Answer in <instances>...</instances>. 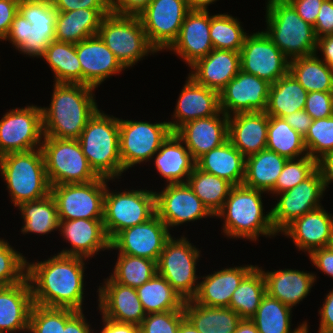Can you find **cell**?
Here are the masks:
<instances>
[{"label": "cell", "mask_w": 333, "mask_h": 333, "mask_svg": "<svg viewBox=\"0 0 333 333\" xmlns=\"http://www.w3.org/2000/svg\"><path fill=\"white\" fill-rule=\"evenodd\" d=\"M85 260L55 254L44 261H27L34 304L82 311Z\"/></svg>", "instance_id": "1"}, {"label": "cell", "mask_w": 333, "mask_h": 333, "mask_svg": "<svg viewBox=\"0 0 333 333\" xmlns=\"http://www.w3.org/2000/svg\"><path fill=\"white\" fill-rule=\"evenodd\" d=\"M49 107H41L44 137L78 139L99 110L95 88L85 84L54 83Z\"/></svg>", "instance_id": "2"}, {"label": "cell", "mask_w": 333, "mask_h": 333, "mask_svg": "<svg viewBox=\"0 0 333 333\" xmlns=\"http://www.w3.org/2000/svg\"><path fill=\"white\" fill-rule=\"evenodd\" d=\"M261 190L242 185L232 187L221 210L214 216L224 220L223 233L229 238L256 241L259 235L275 237L271 210L263 213Z\"/></svg>", "instance_id": "3"}, {"label": "cell", "mask_w": 333, "mask_h": 333, "mask_svg": "<svg viewBox=\"0 0 333 333\" xmlns=\"http://www.w3.org/2000/svg\"><path fill=\"white\" fill-rule=\"evenodd\" d=\"M77 140L90 167L99 177L114 180L125 172L119 152V118L99 109Z\"/></svg>", "instance_id": "4"}, {"label": "cell", "mask_w": 333, "mask_h": 333, "mask_svg": "<svg viewBox=\"0 0 333 333\" xmlns=\"http://www.w3.org/2000/svg\"><path fill=\"white\" fill-rule=\"evenodd\" d=\"M0 172L15 207L51 193L41 148L0 156Z\"/></svg>", "instance_id": "5"}, {"label": "cell", "mask_w": 333, "mask_h": 333, "mask_svg": "<svg viewBox=\"0 0 333 333\" xmlns=\"http://www.w3.org/2000/svg\"><path fill=\"white\" fill-rule=\"evenodd\" d=\"M265 33L289 59L316 53L317 38L287 0H267Z\"/></svg>", "instance_id": "6"}, {"label": "cell", "mask_w": 333, "mask_h": 333, "mask_svg": "<svg viewBox=\"0 0 333 333\" xmlns=\"http://www.w3.org/2000/svg\"><path fill=\"white\" fill-rule=\"evenodd\" d=\"M98 35L125 68L132 67L150 53H157L135 15H119L111 11L103 17Z\"/></svg>", "instance_id": "7"}, {"label": "cell", "mask_w": 333, "mask_h": 333, "mask_svg": "<svg viewBox=\"0 0 333 333\" xmlns=\"http://www.w3.org/2000/svg\"><path fill=\"white\" fill-rule=\"evenodd\" d=\"M41 150L50 186L87 183L99 178L77 139L44 137Z\"/></svg>", "instance_id": "8"}, {"label": "cell", "mask_w": 333, "mask_h": 333, "mask_svg": "<svg viewBox=\"0 0 333 333\" xmlns=\"http://www.w3.org/2000/svg\"><path fill=\"white\" fill-rule=\"evenodd\" d=\"M200 252L187 237L171 236L157 261V274L164 277L184 301L192 300L198 291L200 277L196 266Z\"/></svg>", "instance_id": "9"}, {"label": "cell", "mask_w": 333, "mask_h": 333, "mask_svg": "<svg viewBox=\"0 0 333 333\" xmlns=\"http://www.w3.org/2000/svg\"><path fill=\"white\" fill-rule=\"evenodd\" d=\"M106 185L103 225L111 240L125 228L147 222L156 214L155 191L147 189L109 191Z\"/></svg>", "instance_id": "10"}, {"label": "cell", "mask_w": 333, "mask_h": 333, "mask_svg": "<svg viewBox=\"0 0 333 333\" xmlns=\"http://www.w3.org/2000/svg\"><path fill=\"white\" fill-rule=\"evenodd\" d=\"M172 133L169 123H150L119 118V152L125 171L154 158Z\"/></svg>", "instance_id": "11"}, {"label": "cell", "mask_w": 333, "mask_h": 333, "mask_svg": "<svg viewBox=\"0 0 333 333\" xmlns=\"http://www.w3.org/2000/svg\"><path fill=\"white\" fill-rule=\"evenodd\" d=\"M110 179L99 177L87 183L51 186L59 220L103 219L104 197Z\"/></svg>", "instance_id": "12"}, {"label": "cell", "mask_w": 333, "mask_h": 333, "mask_svg": "<svg viewBox=\"0 0 333 333\" xmlns=\"http://www.w3.org/2000/svg\"><path fill=\"white\" fill-rule=\"evenodd\" d=\"M43 138L42 109L39 106L14 108L0 120V156L41 148Z\"/></svg>", "instance_id": "13"}, {"label": "cell", "mask_w": 333, "mask_h": 333, "mask_svg": "<svg viewBox=\"0 0 333 333\" xmlns=\"http://www.w3.org/2000/svg\"><path fill=\"white\" fill-rule=\"evenodd\" d=\"M189 11L186 0H152L137 16L158 52L168 50L177 39Z\"/></svg>", "instance_id": "14"}, {"label": "cell", "mask_w": 333, "mask_h": 333, "mask_svg": "<svg viewBox=\"0 0 333 333\" xmlns=\"http://www.w3.org/2000/svg\"><path fill=\"white\" fill-rule=\"evenodd\" d=\"M289 61L264 31L247 34L240 50L241 70L270 84L289 72Z\"/></svg>", "instance_id": "15"}, {"label": "cell", "mask_w": 333, "mask_h": 333, "mask_svg": "<svg viewBox=\"0 0 333 333\" xmlns=\"http://www.w3.org/2000/svg\"><path fill=\"white\" fill-rule=\"evenodd\" d=\"M321 174L316 169L307 179L295 187L278 193L277 203L271 208L272 224L280 233L293 220L305 213L322 206L320 203L325 193Z\"/></svg>", "instance_id": "16"}, {"label": "cell", "mask_w": 333, "mask_h": 333, "mask_svg": "<svg viewBox=\"0 0 333 333\" xmlns=\"http://www.w3.org/2000/svg\"><path fill=\"white\" fill-rule=\"evenodd\" d=\"M171 237L166 224L155 214L147 222L128 227L110 240L109 250L158 261L166 241Z\"/></svg>", "instance_id": "17"}, {"label": "cell", "mask_w": 333, "mask_h": 333, "mask_svg": "<svg viewBox=\"0 0 333 333\" xmlns=\"http://www.w3.org/2000/svg\"><path fill=\"white\" fill-rule=\"evenodd\" d=\"M155 208L169 230L185 222L214 217L187 183L166 184L160 192L155 191Z\"/></svg>", "instance_id": "18"}, {"label": "cell", "mask_w": 333, "mask_h": 333, "mask_svg": "<svg viewBox=\"0 0 333 333\" xmlns=\"http://www.w3.org/2000/svg\"><path fill=\"white\" fill-rule=\"evenodd\" d=\"M270 85L240 70L219 92L220 110L227 116L240 112H265Z\"/></svg>", "instance_id": "19"}, {"label": "cell", "mask_w": 333, "mask_h": 333, "mask_svg": "<svg viewBox=\"0 0 333 333\" xmlns=\"http://www.w3.org/2000/svg\"><path fill=\"white\" fill-rule=\"evenodd\" d=\"M76 53L82 68V84L95 89L126 69L98 34L76 43Z\"/></svg>", "instance_id": "20"}, {"label": "cell", "mask_w": 333, "mask_h": 333, "mask_svg": "<svg viewBox=\"0 0 333 333\" xmlns=\"http://www.w3.org/2000/svg\"><path fill=\"white\" fill-rule=\"evenodd\" d=\"M58 231L71 244L70 249L58 252L60 255L89 259L100 251H109L103 219L59 220Z\"/></svg>", "instance_id": "21"}, {"label": "cell", "mask_w": 333, "mask_h": 333, "mask_svg": "<svg viewBox=\"0 0 333 333\" xmlns=\"http://www.w3.org/2000/svg\"><path fill=\"white\" fill-rule=\"evenodd\" d=\"M98 288V308L101 315L121 323L140 325L146 317L136 288L123 286L110 277Z\"/></svg>", "instance_id": "22"}, {"label": "cell", "mask_w": 333, "mask_h": 333, "mask_svg": "<svg viewBox=\"0 0 333 333\" xmlns=\"http://www.w3.org/2000/svg\"><path fill=\"white\" fill-rule=\"evenodd\" d=\"M281 233L292 239L298 251L309 255L315 249L331 246L333 214L321 206L293 220Z\"/></svg>", "instance_id": "23"}, {"label": "cell", "mask_w": 333, "mask_h": 333, "mask_svg": "<svg viewBox=\"0 0 333 333\" xmlns=\"http://www.w3.org/2000/svg\"><path fill=\"white\" fill-rule=\"evenodd\" d=\"M174 133L196 161L228 140V116L220 110L216 115L186 122Z\"/></svg>", "instance_id": "24"}, {"label": "cell", "mask_w": 333, "mask_h": 333, "mask_svg": "<svg viewBox=\"0 0 333 333\" xmlns=\"http://www.w3.org/2000/svg\"><path fill=\"white\" fill-rule=\"evenodd\" d=\"M209 14V11L190 10L184 18L177 39L168 48L183 58L189 67L214 49L210 38Z\"/></svg>", "instance_id": "25"}, {"label": "cell", "mask_w": 333, "mask_h": 333, "mask_svg": "<svg viewBox=\"0 0 333 333\" xmlns=\"http://www.w3.org/2000/svg\"><path fill=\"white\" fill-rule=\"evenodd\" d=\"M219 111V92L198 84L188 75L172 115L175 120L168 123L171 131L175 132L186 122L207 118Z\"/></svg>", "instance_id": "26"}, {"label": "cell", "mask_w": 333, "mask_h": 333, "mask_svg": "<svg viewBox=\"0 0 333 333\" xmlns=\"http://www.w3.org/2000/svg\"><path fill=\"white\" fill-rule=\"evenodd\" d=\"M269 116L240 112L228 116V140L245 158L266 149Z\"/></svg>", "instance_id": "27"}, {"label": "cell", "mask_w": 333, "mask_h": 333, "mask_svg": "<svg viewBox=\"0 0 333 333\" xmlns=\"http://www.w3.org/2000/svg\"><path fill=\"white\" fill-rule=\"evenodd\" d=\"M190 68L188 75L198 84L220 92L241 70L240 52L213 49Z\"/></svg>", "instance_id": "28"}, {"label": "cell", "mask_w": 333, "mask_h": 333, "mask_svg": "<svg viewBox=\"0 0 333 333\" xmlns=\"http://www.w3.org/2000/svg\"><path fill=\"white\" fill-rule=\"evenodd\" d=\"M34 305L28 278L11 286H0V333L27 331Z\"/></svg>", "instance_id": "29"}, {"label": "cell", "mask_w": 333, "mask_h": 333, "mask_svg": "<svg viewBox=\"0 0 333 333\" xmlns=\"http://www.w3.org/2000/svg\"><path fill=\"white\" fill-rule=\"evenodd\" d=\"M255 267L256 265L229 267L201 276L203 281L199 282L193 300L209 307H229L233 292Z\"/></svg>", "instance_id": "30"}, {"label": "cell", "mask_w": 333, "mask_h": 333, "mask_svg": "<svg viewBox=\"0 0 333 333\" xmlns=\"http://www.w3.org/2000/svg\"><path fill=\"white\" fill-rule=\"evenodd\" d=\"M259 268L265 277L266 293L291 309L307 297L317 280L314 273L297 269L264 271Z\"/></svg>", "instance_id": "31"}, {"label": "cell", "mask_w": 333, "mask_h": 333, "mask_svg": "<svg viewBox=\"0 0 333 333\" xmlns=\"http://www.w3.org/2000/svg\"><path fill=\"white\" fill-rule=\"evenodd\" d=\"M154 156L156 170L166 179V184L186 183L196 166L186 145L174 132L162 143Z\"/></svg>", "instance_id": "32"}, {"label": "cell", "mask_w": 333, "mask_h": 333, "mask_svg": "<svg viewBox=\"0 0 333 333\" xmlns=\"http://www.w3.org/2000/svg\"><path fill=\"white\" fill-rule=\"evenodd\" d=\"M112 9H78L57 12L55 40L59 42L79 43L98 34L101 21Z\"/></svg>", "instance_id": "33"}, {"label": "cell", "mask_w": 333, "mask_h": 333, "mask_svg": "<svg viewBox=\"0 0 333 333\" xmlns=\"http://www.w3.org/2000/svg\"><path fill=\"white\" fill-rule=\"evenodd\" d=\"M195 162L198 169L224 178L234 186L243 184L246 158L229 140L203 154Z\"/></svg>", "instance_id": "34"}, {"label": "cell", "mask_w": 333, "mask_h": 333, "mask_svg": "<svg viewBox=\"0 0 333 333\" xmlns=\"http://www.w3.org/2000/svg\"><path fill=\"white\" fill-rule=\"evenodd\" d=\"M185 317L200 333H234L242 318L228 307H209L193 299L184 302Z\"/></svg>", "instance_id": "35"}, {"label": "cell", "mask_w": 333, "mask_h": 333, "mask_svg": "<svg viewBox=\"0 0 333 333\" xmlns=\"http://www.w3.org/2000/svg\"><path fill=\"white\" fill-rule=\"evenodd\" d=\"M286 161V157L267 148L247 157L243 185L269 194Z\"/></svg>", "instance_id": "36"}, {"label": "cell", "mask_w": 333, "mask_h": 333, "mask_svg": "<svg viewBox=\"0 0 333 333\" xmlns=\"http://www.w3.org/2000/svg\"><path fill=\"white\" fill-rule=\"evenodd\" d=\"M307 95L304 87L288 72L270 85L265 113L268 116L283 118L304 110Z\"/></svg>", "instance_id": "37"}, {"label": "cell", "mask_w": 333, "mask_h": 333, "mask_svg": "<svg viewBox=\"0 0 333 333\" xmlns=\"http://www.w3.org/2000/svg\"><path fill=\"white\" fill-rule=\"evenodd\" d=\"M289 72L307 92H333V69L316 53L291 59Z\"/></svg>", "instance_id": "38"}, {"label": "cell", "mask_w": 333, "mask_h": 333, "mask_svg": "<svg viewBox=\"0 0 333 333\" xmlns=\"http://www.w3.org/2000/svg\"><path fill=\"white\" fill-rule=\"evenodd\" d=\"M54 73L55 83L82 84V68L76 44L53 40L42 57Z\"/></svg>", "instance_id": "39"}, {"label": "cell", "mask_w": 333, "mask_h": 333, "mask_svg": "<svg viewBox=\"0 0 333 333\" xmlns=\"http://www.w3.org/2000/svg\"><path fill=\"white\" fill-rule=\"evenodd\" d=\"M18 209L23 218L22 234H49L59 230L57 204L51 193L44 198L23 202Z\"/></svg>", "instance_id": "40"}, {"label": "cell", "mask_w": 333, "mask_h": 333, "mask_svg": "<svg viewBox=\"0 0 333 333\" xmlns=\"http://www.w3.org/2000/svg\"><path fill=\"white\" fill-rule=\"evenodd\" d=\"M136 290L146 314L184 310L185 301L167 280L158 274Z\"/></svg>", "instance_id": "41"}, {"label": "cell", "mask_w": 333, "mask_h": 333, "mask_svg": "<svg viewBox=\"0 0 333 333\" xmlns=\"http://www.w3.org/2000/svg\"><path fill=\"white\" fill-rule=\"evenodd\" d=\"M186 183L213 216L221 210L234 186L226 179L206 173L196 166Z\"/></svg>", "instance_id": "42"}, {"label": "cell", "mask_w": 333, "mask_h": 333, "mask_svg": "<svg viewBox=\"0 0 333 333\" xmlns=\"http://www.w3.org/2000/svg\"><path fill=\"white\" fill-rule=\"evenodd\" d=\"M265 294V277L259 266H256L233 292L228 308L242 319H251L256 314Z\"/></svg>", "instance_id": "43"}, {"label": "cell", "mask_w": 333, "mask_h": 333, "mask_svg": "<svg viewBox=\"0 0 333 333\" xmlns=\"http://www.w3.org/2000/svg\"><path fill=\"white\" fill-rule=\"evenodd\" d=\"M291 314L290 307L266 293L256 314L250 320L256 325L259 333H297L306 322L292 330Z\"/></svg>", "instance_id": "44"}, {"label": "cell", "mask_w": 333, "mask_h": 333, "mask_svg": "<svg viewBox=\"0 0 333 333\" xmlns=\"http://www.w3.org/2000/svg\"><path fill=\"white\" fill-rule=\"evenodd\" d=\"M266 148L287 159L308 155L303 136L283 118L275 116H269Z\"/></svg>", "instance_id": "45"}, {"label": "cell", "mask_w": 333, "mask_h": 333, "mask_svg": "<svg viewBox=\"0 0 333 333\" xmlns=\"http://www.w3.org/2000/svg\"><path fill=\"white\" fill-rule=\"evenodd\" d=\"M109 276L113 281L137 288L157 274V262L144 257L118 253V258Z\"/></svg>", "instance_id": "46"}, {"label": "cell", "mask_w": 333, "mask_h": 333, "mask_svg": "<svg viewBox=\"0 0 333 333\" xmlns=\"http://www.w3.org/2000/svg\"><path fill=\"white\" fill-rule=\"evenodd\" d=\"M239 20L232 15H210V38L214 49H225L240 52L245 37Z\"/></svg>", "instance_id": "47"}, {"label": "cell", "mask_w": 333, "mask_h": 333, "mask_svg": "<svg viewBox=\"0 0 333 333\" xmlns=\"http://www.w3.org/2000/svg\"><path fill=\"white\" fill-rule=\"evenodd\" d=\"M76 312L70 308L46 307L34 304L30 312L28 332L62 333L66 321Z\"/></svg>", "instance_id": "48"}, {"label": "cell", "mask_w": 333, "mask_h": 333, "mask_svg": "<svg viewBox=\"0 0 333 333\" xmlns=\"http://www.w3.org/2000/svg\"><path fill=\"white\" fill-rule=\"evenodd\" d=\"M308 155L319 160L333 152V116L315 119L303 137Z\"/></svg>", "instance_id": "49"}, {"label": "cell", "mask_w": 333, "mask_h": 333, "mask_svg": "<svg viewBox=\"0 0 333 333\" xmlns=\"http://www.w3.org/2000/svg\"><path fill=\"white\" fill-rule=\"evenodd\" d=\"M27 259L0 238V286H11L26 278Z\"/></svg>", "instance_id": "50"}, {"label": "cell", "mask_w": 333, "mask_h": 333, "mask_svg": "<svg viewBox=\"0 0 333 333\" xmlns=\"http://www.w3.org/2000/svg\"><path fill=\"white\" fill-rule=\"evenodd\" d=\"M18 12L38 32H55L57 11L51 0H20Z\"/></svg>", "instance_id": "51"}, {"label": "cell", "mask_w": 333, "mask_h": 333, "mask_svg": "<svg viewBox=\"0 0 333 333\" xmlns=\"http://www.w3.org/2000/svg\"><path fill=\"white\" fill-rule=\"evenodd\" d=\"M316 169L317 161L309 155L296 159H287L275 187L269 193L277 195L295 187L307 179Z\"/></svg>", "instance_id": "52"}, {"label": "cell", "mask_w": 333, "mask_h": 333, "mask_svg": "<svg viewBox=\"0 0 333 333\" xmlns=\"http://www.w3.org/2000/svg\"><path fill=\"white\" fill-rule=\"evenodd\" d=\"M184 318V310L146 314L139 325L140 333H177Z\"/></svg>", "instance_id": "53"}, {"label": "cell", "mask_w": 333, "mask_h": 333, "mask_svg": "<svg viewBox=\"0 0 333 333\" xmlns=\"http://www.w3.org/2000/svg\"><path fill=\"white\" fill-rule=\"evenodd\" d=\"M53 40H55V32L35 31L31 23L28 22L27 39L17 50L29 57L41 58Z\"/></svg>", "instance_id": "54"}, {"label": "cell", "mask_w": 333, "mask_h": 333, "mask_svg": "<svg viewBox=\"0 0 333 333\" xmlns=\"http://www.w3.org/2000/svg\"><path fill=\"white\" fill-rule=\"evenodd\" d=\"M304 110L313 120L333 116V92H308Z\"/></svg>", "instance_id": "55"}, {"label": "cell", "mask_w": 333, "mask_h": 333, "mask_svg": "<svg viewBox=\"0 0 333 333\" xmlns=\"http://www.w3.org/2000/svg\"><path fill=\"white\" fill-rule=\"evenodd\" d=\"M57 12H68L78 9H112L111 0H51Z\"/></svg>", "instance_id": "56"}, {"label": "cell", "mask_w": 333, "mask_h": 333, "mask_svg": "<svg viewBox=\"0 0 333 333\" xmlns=\"http://www.w3.org/2000/svg\"><path fill=\"white\" fill-rule=\"evenodd\" d=\"M316 38L333 34V0H324L313 26Z\"/></svg>", "instance_id": "57"}, {"label": "cell", "mask_w": 333, "mask_h": 333, "mask_svg": "<svg viewBox=\"0 0 333 333\" xmlns=\"http://www.w3.org/2000/svg\"><path fill=\"white\" fill-rule=\"evenodd\" d=\"M297 14L307 23L315 25L319 9L324 0H287Z\"/></svg>", "instance_id": "58"}, {"label": "cell", "mask_w": 333, "mask_h": 333, "mask_svg": "<svg viewBox=\"0 0 333 333\" xmlns=\"http://www.w3.org/2000/svg\"><path fill=\"white\" fill-rule=\"evenodd\" d=\"M20 0H0V41H4L18 13Z\"/></svg>", "instance_id": "59"}, {"label": "cell", "mask_w": 333, "mask_h": 333, "mask_svg": "<svg viewBox=\"0 0 333 333\" xmlns=\"http://www.w3.org/2000/svg\"><path fill=\"white\" fill-rule=\"evenodd\" d=\"M308 256L313 266L333 279V248L331 246L315 249Z\"/></svg>", "instance_id": "60"}, {"label": "cell", "mask_w": 333, "mask_h": 333, "mask_svg": "<svg viewBox=\"0 0 333 333\" xmlns=\"http://www.w3.org/2000/svg\"><path fill=\"white\" fill-rule=\"evenodd\" d=\"M28 21L19 12L15 15L5 41L18 49L27 39Z\"/></svg>", "instance_id": "61"}, {"label": "cell", "mask_w": 333, "mask_h": 333, "mask_svg": "<svg viewBox=\"0 0 333 333\" xmlns=\"http://www.w3.org/2000/svg\"><path fill=\"white\" fill-rule=\"evenodd\" d=\"M152 0H112V12L137 16Z\"/></svg>", "instance_id": "62"}, {"label": "cell", "mask_w": 333, "mask_h": 333, "mask_svg": "<svg viewBox=\"0 0 333 333\" xmlns=\"http://www.w3.org/2000/svg\"><path fill=\"white\" fill-rule=\"evenodd\" d=\"M319 315L321 321L318 333H333V290L326 295Z\"/></svg>", "instance_id": "63"}, {"label": "cell", "mask_w": 333, "mask_h": 333, "mask_svg": "<svg viewBox=\"0 0 333 333\" xmlns=\"http://www.w3.org/2000/svg\"><path fill=\"white\" fill-rule=\"evenodd\" d=\"M283 119L303 137L313 122V119L305 110L296 111L293 114L284 116Z\"/></svg>", "instance_id": "64"}, {"label": "cell", "mask_w": 333, "mask_h": 333, "mask_svg": "<svg viewBox=\"0 0 333 333\" xmlns=\"http://www.w3.org/2000/svg\"><path fill=\"white\" fill-rule=\"evenodd\" d=\"M82 311H76L65 323L62 333H93ZM92 331V332H91Z\"/></svg>", "instance_id": "65"}, {"label": "cell", "mask_w": 333, "mask_h": 333, "mask_svg": "<svg viewBox=\"0 0 333 333\" xmlns=\"http://www.w3.org/2000/svg\"><path fill=\"white\" fill-rule=\"evenodd\" d=\"M102 330L100 333H140V327L136 324L116 322L102 316Z\"/></svg>", "instance_id": "66"}, {"label": "cell", "mask_w": 333, "mask_h": 333, "mask_svg": "<svg viewBox=\"0 0 333 333\" xmlns=\"http://www.w3.org/2000/svg\"><path fill=\"white\" fill-rule=\"evenodd\" d=\"M319 170L325 190L333 183V152L322 156L317 160Z\"/></svg>", "instance_id": "67"}, {"label": "cell", "mask_w": 333, "mask_h": 333, "mask_svg": "<svg viewBox=\"0 0 333 333\" xmlns=\"http://www.w3.org/2000/svg\"><path fill=\"white\" fill-rule=\"evenodd\" d=\"M318 50H320L323 55V59L321 58V60L333 69V34L325 35L317 39L316 54H318Z\"/></svg>", "instance_id": "68"}, {"label": "cell", "mask_w": 333, "mask_h": 333, "mask_svg": "<svg viewBox=\"0 0 333 333\" xmlns=\"http://www.w3.org/2000/svg\"><path fill=\"white\" fill-rule=\"evenodd\" d=\"M191 11H208V6L217 0H186Z\"/></svg>", "instance_id": "69"}, {"label": "cell", "mask_w": 333, "mask_h": 333, "mask_svg": "<svg viewBox=\"0 0 333 333\" xmlns=\"http://www.w3.org/2000/svg\"><path fill=\"white\" fill-rule=\"evenodd\" d=\"M234 333H259L256 325L250 319H242Z\"/></svg>", "instance_id": "70"}, {"label": "cell", "mask_w": 333, "mask_h": 333, "mask_svg": "<svg viewBox=\"0 0 333 333\" xmlns=\"http://www.w3.org/2000/svg\"><path fill=\"white\" fill-rule=\"evenodd\" d=\"M177 333H200L194 325L185 317L180 325Z\"/></svg>", "instance_id": "71"}, {"label": "cell", "mask_w": 333, "mask_h": 333, "mask_svg": "<svg viewBox=\"0 0 333 333\" xmlns=\"http://www.w3.org/2000/svg\"><path fill=\"white\" fill-rule=\"evenodd\" d=\"M305 322H306V323H305V324L299 329V331H298L297 333H309V332H308V330H309V329H308V328H309L308 326H309V325H308L307 321H305Z\"/></svg>", "instance_id": "72"}]
</instances>
